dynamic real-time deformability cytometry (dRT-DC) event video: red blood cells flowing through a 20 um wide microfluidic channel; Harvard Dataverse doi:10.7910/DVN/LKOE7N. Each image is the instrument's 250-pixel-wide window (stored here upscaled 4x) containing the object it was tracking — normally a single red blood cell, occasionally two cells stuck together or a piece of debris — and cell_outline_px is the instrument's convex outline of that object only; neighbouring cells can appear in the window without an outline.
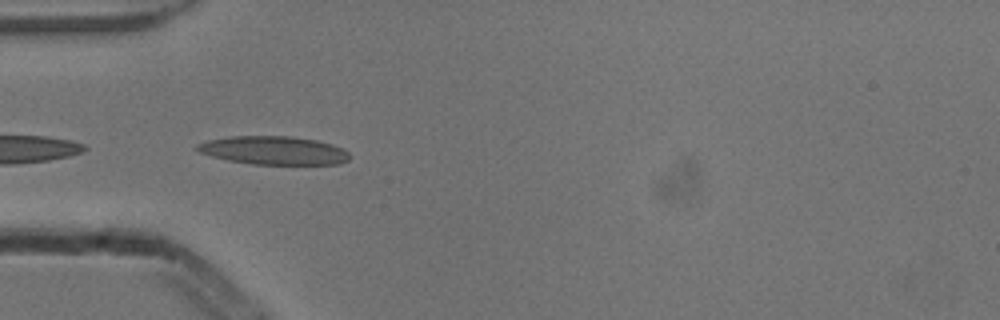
{"species": "common noctule bat (a hibernating species)", "species_latin": "Nyctalus noctula", "temperature_condition": "cold", "stored_images_in_passage": 22, "camera_frame_rate_fps": 3000, "um_per_image_px": 0.085, "animal": {"sex": "male", "body_mass_g": 13.3}, "frame": {"image": 1, "passage_image": 16, "time_ms": 5.0, "image_size_px": [1000, 320], "cell_outline_px": [[348, 160], [340, 164], [252, 164], [228, 160], [212, 156], [200, 152], [196, 148], [196, 144], [208, 140], [228, 136], [292, 136], [316, 140], [332, 144], [348, 152]], "centroid_in_image_um": [23.24, 12.78], "position_along_channel_um": 61.8, "area_um2": 25.09}}